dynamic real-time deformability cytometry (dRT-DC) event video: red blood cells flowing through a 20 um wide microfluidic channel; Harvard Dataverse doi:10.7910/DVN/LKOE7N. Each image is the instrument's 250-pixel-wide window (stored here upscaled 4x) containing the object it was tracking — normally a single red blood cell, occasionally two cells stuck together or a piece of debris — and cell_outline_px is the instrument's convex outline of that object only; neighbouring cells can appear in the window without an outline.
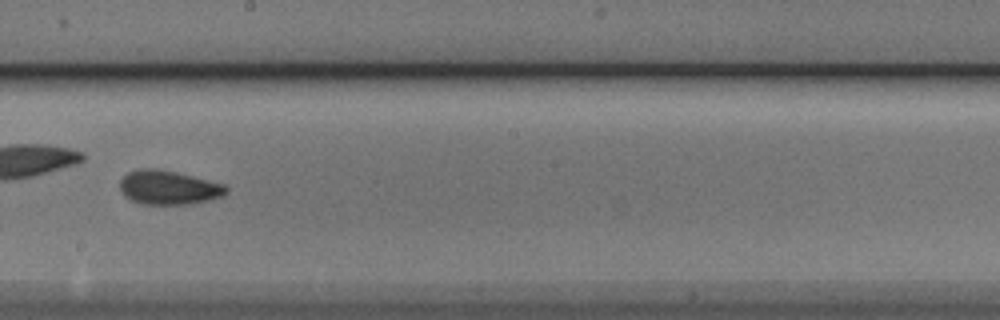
{"species": "Egyptian fruit bat (a non-hibernating species)", "species_latin": "Rousettus aegyptiacus", "temperature_condition": "cold", "stored_images_in_passage": 52, "camera_frame_rate_fps": 3000, "um_per_image_px": 0.085, "animal": {"sex": "male"}, "frame": {"image": 1, "passage_image": 30, "time_ms": 9.667, "image_size_px": [1000, 320], "cell_outline_px": [[228, 192], [220, 196], [208, 200], [192, 204], [140, 204], [124, 196], [120, 188], [120, 180], [128, 172], [140, 168], [156, 168], [176, 172], [224, 184], [228, 188]], "centroid_in_image_um": [14.31, 15.94], "position_along_channel_um": 233.9, "area_um2": 21.04}, "authors_computed_cell_mechanics": {"area_um2": 20.4323, "velocity_mm_per_s": 3.8285, "shape_relaxation_time_tau1_ms": 4.5421, "shape_relaxation_time_tau2_ms": 1.9467, "deformation_change_tau1": 0.113, "deformation_change_tau2": 0.0659}}